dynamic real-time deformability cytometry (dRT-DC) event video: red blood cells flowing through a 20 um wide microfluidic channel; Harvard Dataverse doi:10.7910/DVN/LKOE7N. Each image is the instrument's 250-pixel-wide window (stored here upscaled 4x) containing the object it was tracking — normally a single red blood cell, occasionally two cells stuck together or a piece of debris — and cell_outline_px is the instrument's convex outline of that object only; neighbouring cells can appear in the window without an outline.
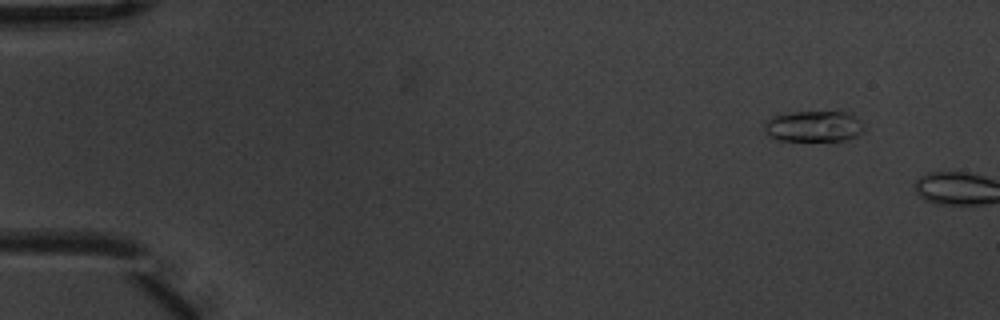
{"species": "common noctule bat (a hibernating species)", "species_latin": "Nyctalus noctula", "temperature_condition": "warm", "stored_images_in_passage": 2, "camera_frame_rate_fps": 3000, "um_per_image_px": 0.085, "animal": {"sex": "male", "body_mass_g": 20.1, "forearm_length_mm": 53.5}, "frame": {"image": 1, "passage_image": 1, "time_ms": 0.0, "image_size_px": [1000, 320], "cell_outline_px": [[864, 128], [856, 136], [848, 140], [776, 140], [768, 136], [764, 128], [764, 124], [772, 116], [792, 112], [852, 112], [864, 124]], "centroid_in_image_um": [69.18, 10.73], "position_along_channel_um": 15.8, "area_um2": 18.03}}